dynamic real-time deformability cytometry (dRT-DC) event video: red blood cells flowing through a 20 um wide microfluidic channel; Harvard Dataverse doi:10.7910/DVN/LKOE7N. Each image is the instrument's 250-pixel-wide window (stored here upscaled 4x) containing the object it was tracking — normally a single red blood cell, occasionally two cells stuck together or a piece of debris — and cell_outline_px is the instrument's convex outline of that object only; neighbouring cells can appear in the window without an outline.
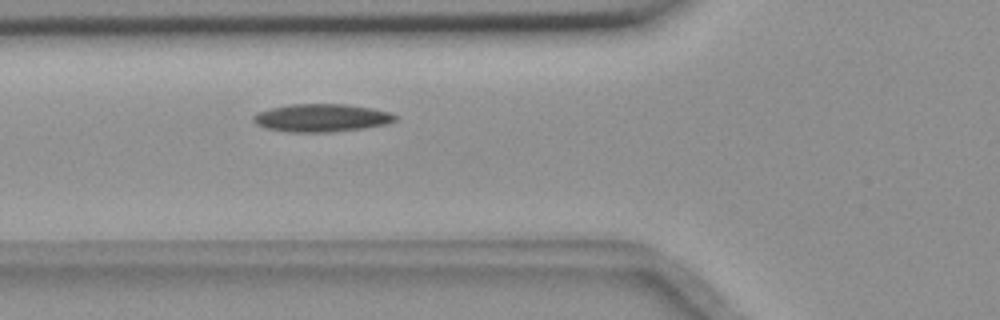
{"species": "common noctule bat (a hibernating species)", "species_latin": "Nyctalus noctula", "temperature_condition": "room temperature", "stored_images_in_passage": 4, "camera_frame_rate_fps": 3000, "um_per_image_px": 0.085, "animal": {"sex": "female", "body_mass_g": 18.4}, "frame": {"image": 1, "passage_image": 4, "time_ms": 1.0, "image_size_px": [1000, 320], "cell_outline_px": [[400, 116], [396, 120], [384, 124], [364, 128], [328, 132], [288, 132], [264, 128], [256, 124], [252, 120], [252, 116], [256, 112], [288, 104], [348, 104], [372, 108], [392, 112]], "centroid_in_image_um": [27.32, 10.01], "position_along_channel_um": 98.5, "area_um2": 23.29}}